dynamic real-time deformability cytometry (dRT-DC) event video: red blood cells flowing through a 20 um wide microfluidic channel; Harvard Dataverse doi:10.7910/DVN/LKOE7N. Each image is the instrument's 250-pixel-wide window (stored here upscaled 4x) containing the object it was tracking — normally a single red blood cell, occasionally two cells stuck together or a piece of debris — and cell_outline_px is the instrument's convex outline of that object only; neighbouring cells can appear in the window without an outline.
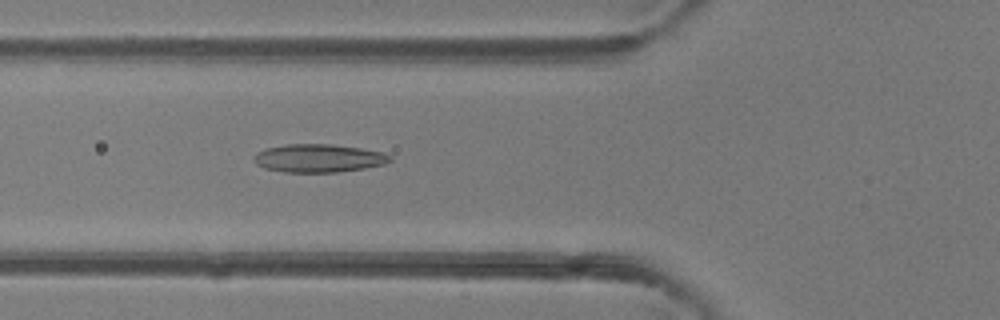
{"species": "common noctule bat (a hibernating species)", "species_latin": "Nyctalus noctula", "temperature_condition": "room temperature", "stored_images_in_passage": 47, "camera_frame_rate_fps": 3000, "um_per_image_px": 0.085, "animal": {"sex": "female"}, "frame": {"image": 1, "passage_image": 17, "time_ms": 5.333, "image_size_px": [1000, 320], "cell_outline_px": [[392, 160], [384, 164], [364, 168], [336, 172], [284, 172], [264, 168], [256, 164], [252, 160], [252, 156], [268, 148], [284, 144], [332, 144], [360, 148], [384, 152], [392, 156]], "centroid_in_image_um": [27.09, 13.44], "position_along_channel_um": 98.7, "area_um2": 22.37}}
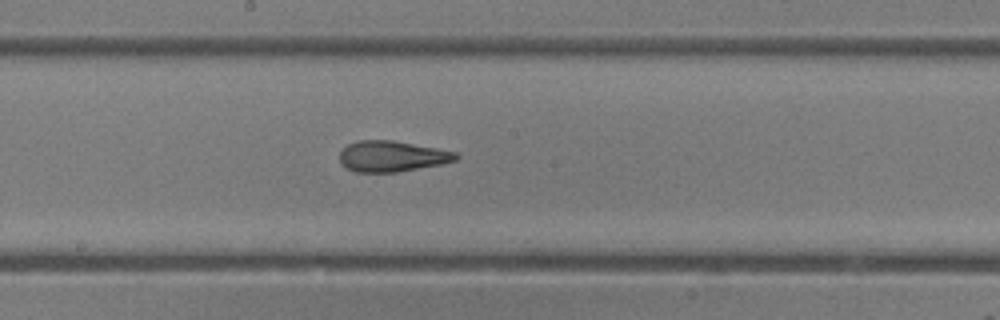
{"frame": {"image": 2, "passage_image": 25, "time_ms": 8.0, "image_size_px": [1000, 320], "cell_outline_px": [[460, 156], [456, 160], [440, 164], [396, 172], [356, 172], [340, 164], [340, 152], [348, 144], [356, 140], [392, 140], [436, 148], [456, 152]], "centroid_in_image_um": [33.29, 13.28], "position_along_channel_um": 214.9, "area_um2": 20.75}}
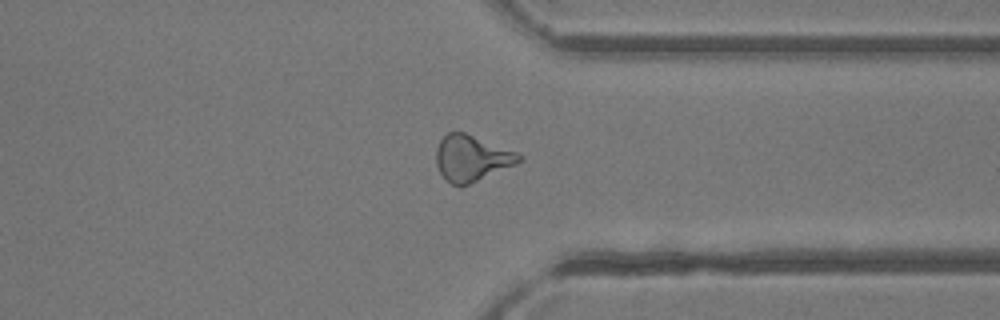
{"frame": {"image": 3, "passage_image": 36, "time_ms": 11.667, "image_size_px": [1000, 320], "cell_outline_px": [[524, 160], [516, 164], [460, 188], [444, 180], [436, 164], [436, 148], [440, 140], [448, 132], [464, 132], [516, 152]], "centroid_in_image_um": [40.05, 13.47], "position_along_channel_um": 371.3, "area_um2": 22.14}, "authors_computed_cell_mechanics": {"area_um2": 21.964, "velocity_mm_per_s": 4.3287, "shape_relaxation_time_tau1_ms": 4.5652, "shape_relaxation_time_tau2_ms": 2.0267, "deformation_change_tau1": 0.1531, "deformation_change_tau2": 0.1098}}